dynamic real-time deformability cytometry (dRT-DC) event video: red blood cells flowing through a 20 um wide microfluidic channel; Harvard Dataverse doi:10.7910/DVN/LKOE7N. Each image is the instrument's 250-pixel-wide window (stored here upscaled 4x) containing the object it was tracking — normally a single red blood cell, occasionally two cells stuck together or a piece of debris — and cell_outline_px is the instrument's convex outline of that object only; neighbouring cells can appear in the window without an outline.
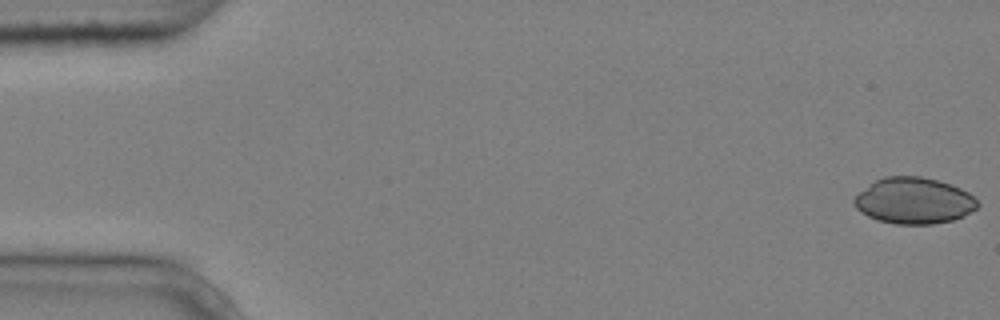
{"species": "common noctule bat (a hibernating species)", "species_latin": "Nyctalus noctula", "temperature_condition": "cold", "stored_images_in_passage": 4, "camera_frame_rate_fps": 3000, "um_per_image_px": 0.085, "animal": {"sex": "male", "body_mass_g": 20.4}, "frame": {"image": 1, "passage_image": 1, "time_ms": 0.0, "image_size_px": [1000, 320], "cell_outline_px": [[980, 204], [976, 208], [964, 216], [952, 220], [932, 224], [896, 224], [876, 220], [860, 212], [856, 208], [852, 200], [860, 192], [876, 180], [884, 176], [920, 176], [952, 184], [968, 192]], "centroid_in_image_um": [77.68, 17.06], "position_along_channel_um": 7.3, "area_um2": 33.18}}